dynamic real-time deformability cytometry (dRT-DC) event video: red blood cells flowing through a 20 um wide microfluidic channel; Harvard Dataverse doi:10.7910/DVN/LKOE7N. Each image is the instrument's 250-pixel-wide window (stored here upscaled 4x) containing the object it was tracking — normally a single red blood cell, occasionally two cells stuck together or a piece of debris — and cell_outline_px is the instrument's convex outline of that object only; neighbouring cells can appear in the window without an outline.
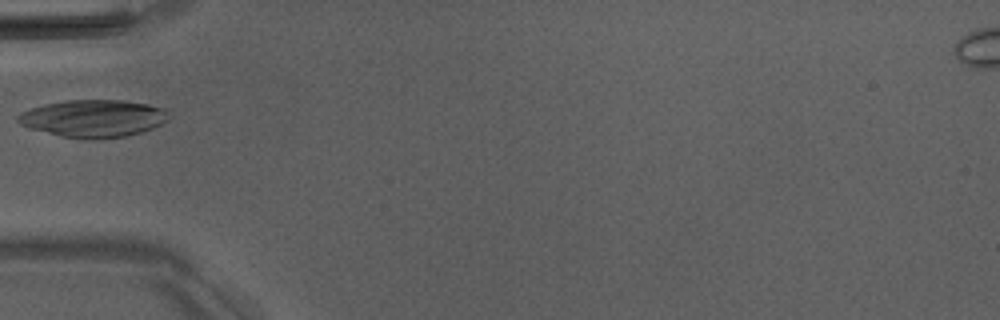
{"species": "Egyptian fruit bat (a non-hibernating species)", "species_latin": "Rousettus aegyptiacus", "temperature_condition": "room temperature", "stored_images_in_passage": 4, "camera_frame_rate_fps": 3000, "um_per_image_px": 0.085, "animal": {"sex": "male"}, "frame": {"image": 1, "passage_image": 2, "time_ms": 1.333, "image_size_px": [1000, 320], "cell_outline_px": [[168, 120], [152, 128], [128, 136], [96, 140], [84, 140], [60, 136], [28, 128], [20, 124], [16, 120], [16, 116], [20, 112], [44, 104], [64, 100], [124, 100], [148, 104], [168, 108]], "centroid_in_image_um": [7.92, 10.07], "position_along_channel_um": 77.1, "area_um2": 33.41}}
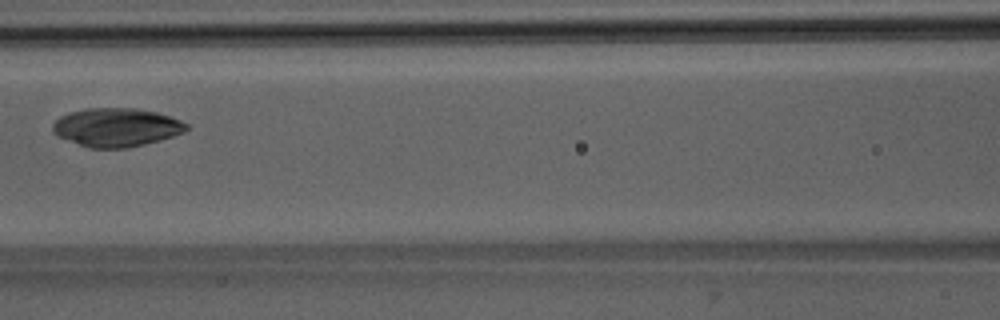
{"frame": {"image": 2, "passage_image": 4, "time_ms": 3.333, "image_size_px": [1000, 320], "cell_outline_px": [[188, 128], [184, 132], [160, 140], [128, 148], [88, 148], [56, 136], [52, 128], [52, 124], [60, 116], [68, 112], [84, 108], [136, 108], [156, 112], [180, 120], [188, 124]], "centroid_in_image_um": [9.85, 10.82], "position_along_channel_um": 156.7, "area_um2": 30.17}}